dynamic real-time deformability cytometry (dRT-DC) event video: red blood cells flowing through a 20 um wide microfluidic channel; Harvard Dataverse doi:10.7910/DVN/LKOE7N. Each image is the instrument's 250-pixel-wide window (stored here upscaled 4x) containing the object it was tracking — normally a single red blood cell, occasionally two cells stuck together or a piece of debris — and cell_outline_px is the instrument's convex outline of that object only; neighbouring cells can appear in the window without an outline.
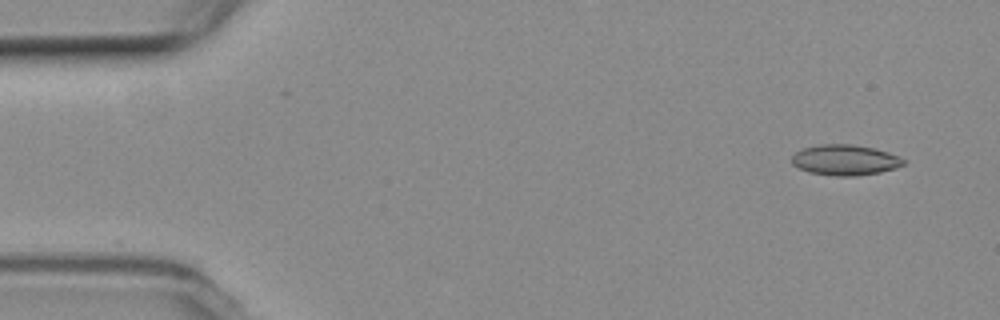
{"species": "common noctule bat (a hibernating species)", "species_latin": "Nyctalus noctula", "temperature_condition": "room temperature", "stored_images_in_passage": 4, "camera_frame_rate_fps": 3000, "um_per_image_px": 0.085, "animal": {"sex": "female", "body_mass_g": 19.3, "forearm_length_mm": 54.1}, "frame": {"image": 1, "passage_image": 1, "time_ms": 0.0, "image_size_px": [1000, 320], "cell_outline_px": [[908, 160], [904, 164], [896, 168], [880, 172], [856, 176], [836, 176], [808, 172], [792, 164], [792, 156], [796, 152], [804, 148], [820, 144], [852, 144], [876, 148], [900, 156]], "centroid_in_image_um": [71.88, 13.6], "position_along_channel_um": 13.1, "area_um2": 20.06}}
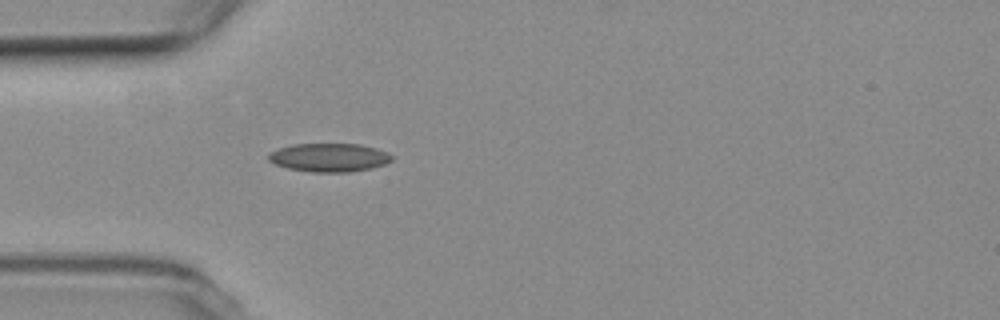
{"frame": {"image": 2, "passage_image": 4, "time_ms": 4.333, "image_size_px": [1000, 320], "cell_outline_px": [[392, 160], [384, 164], [372, 168], [348, 172], [312, 172], [288, 168], [276, 164], [268, 160], [268, 156], [272, 152], [280, 148], [292, 144], [360, 144], [376, 148], [388, 152], [392, 156]], "centroid_in_image_um": [28.01, 13.39], "position_along_channel_um": 57.0, "area_um2": 20.35}}